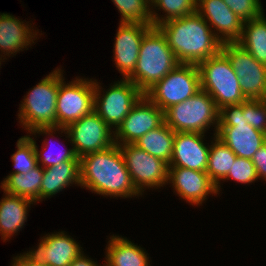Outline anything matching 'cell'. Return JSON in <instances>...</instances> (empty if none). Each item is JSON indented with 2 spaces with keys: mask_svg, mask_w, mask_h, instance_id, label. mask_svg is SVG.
<instances>
[{
  "mask_svg": "<svg viewBox=\"0 0 266 266\" xmlns=\"http://www.w3.org/2000/svg\"><path fill=\"white\" fill-rule=\"evenodd\" d=\"M80 187L103 197L142 196L133 185L118 144L79 158Z\"/></svg>",
  "mask_w": 266,
  "mask_h": 266,
  "instance_id": "6da1fadb",
  "label": "cell"
},
{
  "mask_svg": "<svg viewBox=\"0 0 266 266\" xmlns=\"http://www.w3.org/2000/svg\"><path fill=\"white\" fill-rule=\"evenodd\" d=\"M158 28L179 63L198 65L221 51L222 42L197 12L169 20Z\"/></svg>",
  "mask_w": 266,
  "mask_h": 266,
  "instance_id": "7a4b0ae2",
  "label": "cell"
},
{
  "mask_svg": "<svg viewBox=\"0 0 266 266\" xmlns=\"http://www.w3.org/2000/svg\"><path fill=\"white\" fill-rule=\"evenodd\" d=\"M178 64L165 35L152 27L142 39L134 72L127 79L145 94Z\"/></svg>",
  "mask_w": 266,
  "mask_h": 266,
  "instance_id": "3957f363",
  "label": "cell"
},
{
  "mask_svg": "<svg viewBox=\"0 0 266 266\" xmlns=\"http://www.w3.org/2000/svg\"><path fill=\"white\" fill-rule=\"evenodd\" d=\"M57 67L31 90L19 104L18 122L28 133L37 127H56V103L59 84L65 79Z\"/></svg>",
  "mask_w": 266,
  "mask_h": 266,
  "instance_id": "277c9868",
  "label": "cell"
},
{
  "mask_svg": "<svg viewBox=\"0 0 266 266\" xmlns=\"http://www.w3.org/2000/svg\"><path fill=\"white\" fill-rule=\"evenodd\" d=\"M56 131H61V135L65 134L79 158L91 152L104 151L115 144L114 131L95 111L73 122L67 128L37 127L29 135L36 137V134H45L54 138L53 133L56 134Z\"/></svg>",
  "mask_w": 266,
  "mask_h": 266,
  "instance_id": "5b68a950",
  "label": "cell"
},
{
  "mask_svg": "<svg viewBox=\"0 0 266 266\" xmlns=\"http://www.w3.org/2000/svg\"><path fill=\"white\" fill-rule=\"evenodd\" d=\"M216 137L237 157L252 159L266 143V134L247 124L241 104L226 105L219 109Z\"/></svg>",
  "mask_w": 266,
  "mask_h": 266,
  "instance_id": "8992f818",
  "label": "cell"
},
{
  "mask_svg": "<svg viewBox=\"0 0 266 266\" xmlns=\"http://www.w3.org/2000/svg\"><path fill=\"white\" fill-rule=\"evenodd\" d=\"M219 109L213 98L202 89L195 95L164 111V123L175 132L205 134L214 127L217 133Z\"/></svg>",
  "mask_w": 266,
  "mask_h": 266,
  "instance_id": "52a82bcc",
  "label": "cell"
},
{
  "mask_svg": "<svg viewBox=\"0 0 266 266\" xmlns=\"http://www.w3.org/2000/svg\"><path fill=\"white\" fill-rule=\"evenodd\" d=\"M197 66L201 89L213 98L218 109L226 105L241 104L247 100L230 60L222 51Z\"/></svg>",
  "mask_w": 266,
  "mask_h": 266,
  "instance_id": "ba28073f",
  "label": "cell"
},
{
  "mask_svg": "<svg viewBox=\"0 0 266 266\" xmlns=\"http://www.w3.org/2000/svg\"><path fill=\"white\" fill-rule=\"evenodd\" d=\"M111 84L105 90L94 79V111L115 131L144 93L128 79Z\"/></svg>",
  "mask_w": 266,
  "mask_h": 266,
  "instance_id": "9c48e42d",
  "label": "cell"
},
{
  "mask_svg": "<svg viewBox=\"0 0 266 266\" xmlns=\"http://www.w3.org/2000/svg\"><path fill=\"white\" fill-rule=\"evenodd\" d=\"M201 90L200 73L196 64H178L145 95L163 112Z\"/></svg>",
  "mask_w": 266,
  "mask_h": 266,
  "instance_id": "30bf717a",
  "label": "cell"
},
{
  "mask_svg": "<svg viewBox=\"0 0 266 266\" xmlns=\"http://www.w3.org/2000/svg\"><path fill=\"white\" fill-rule=\"evenodd\" d=\"M94 111V79L75 77L59 84L56 103V127L67 128Z\"/></svg>",
  "mask_w": 266,
  "mask_h": 266,
  "instance_id": "8fae6325",
  "label": "cell"
},
{
  "mask_svg": "<svg viewBox=\"0 0 266 266\" xmlns=\"http://www.w3.org/2000/svg\"><path fill=\"white\" fill-rule=\"evenodd\" d=\"M136 190L143 195L148 189L168 185V164L134 144H118Z\"/></svg>",
  "mask_w": 266,
  "mask_h": 266,
  "instance_id": "7c38bea8",
  "label": "cell"
},
{
  "mask_svg": "<svg viewBox=\"0 0 266 266\" xmlns=\"http://www.w3.org/2000/svg\"><path fill=\"white\" fill-rule=\"evenodd\" d=\"M221 51L230 60L244 96L247 99H266V65L259 63L236 42L222 43Z\"/></svg>",
  "mask_w": 266,
  "mask_h": 266,
  "instance_id": "4fadbf2b",
  "label": "cell"
},
{
  "mask_svg": "<svg viewBox=\"0 0 266 266\" xmlns=\"http://www.w3.org/2000/svg\"><path fill=\"white\" fill-rule=\"evenodd\" d=\"M163 123L164 112L144 94L114 131L115 144H134Z\"/></svg>",
  "mask_w": 266,
  "mask_h": 266,
  "instance_id": "5bb4252c",
  "label": "cell"
},
{
  "mask_svg": "<svg viewBox=\"0 0 266 266\" xmlns=\"http://www.w3.org/2000/svg\"><path fill=\"white\" fill-rule=\"evenodd\" d=\"M174 193L190 205L200 206L208 196L218 194L217 185L206 172L188 168L168 167V182Z\"/></svg>",
  "mask_w": 266,
  "mask_h": 266,
  "instance_id": "9a60e30c",
  "label": "cell"
},
{
  "mask_svg": "<svg viewBox=\"0 0 266 266\" xmlns=\"http://www.w3.org/2000/svg\"><path fill=\"white\" fill-rule=\"evenodd\" d=\"M152 27L143 23L119 22L114 38L113 61L122 79H127L134 72L142 39Z\"/></svg>",
  "mask_w": 266,
  "mask_h": 266,
  "instance_id": "2e32d148",
  "label": "cell"
},
{
  "mask_svg": "<svg viewBox=\"0 0 266 266\" xmlns=\"http://www.w3.org/2000/svg\"><path fill=\"white\" fill-rule=\"evenodd\" d=\"M196 12L222 43H234L240 39L244 21L223 0H197Z\"/></svg>",
  "mask_w": 266,
  "mask_h": 266,
  "instance_id": "e0dca14e",
  "label": "cell"
},
{
  "mask_svg": "<svg viewBox=\"0 0 266 266\" xmlns=\"http://www.w3.org/2000/svg\"><path fill=\"white\" fill-rule=\"evenodd\" d=\"M205 136L203 133L175 132L173 152L168 167L206 172L210 145L204 143Z\"/></svg>",
  "mask_w": 266,
  "mask_h": 266,
  "instance_id": "ac0fdd59",
  "label": "cell"
},
{
  "mask_svg": "<svg viewBox=\"0 0 266 266\" xmlns=\"http://www.w3.org/2000/svg\"><path fill=\"white\" fill-rule=\"evenodd\" d=\"M66 231L45 234L35 249L29 251L49 266H69L83 251Z\"/></svg>",
  "mask_w": 266,
  "mask_h": 266,
  "instance_id": "d6986e66",
  "label": "cell"
},
{
  "mask_svg": "<svg viewBox=\"0 0 266 266\" xmlns=\"http://www.w3.org/2000/svg\"><path fill=\"white\" fill-rule=\"evenodd\" d=\"M10 13H0V57L4 60L16 56L17 52L28 50L39 37V29ZM12 55V56H11ZM8 56V57H7ZM7 57V58H6Z\"/></svg>",
  "mask_w": 266,
  "mask_h": 266,
  "instance_id": "ffe728a7",
  "label": "cell"
},
{
  "mask_svg": "<svg viewBox=\"0 0 266 266\" xmlns=\"http://www.w3.org/2000/svg\"><path fill=\"white\" fill-rule=\"evenodd\" d=\"M3 194L4 196L0 201V236L5 242L25 226L31 204L33 205L35 202L26 197L11 195L6 192Z\"/></svg>",
  "mask_w": 266,
  "mask_h": 266,
  "instance_id": "44dd1931",
  "label": "cell"
},
{
  "mask_svg": "<svg viewBox=\"0 0 266 266\" xmlns=\"http://www.w3.org/2000/svg\"><path fill=\"white\" fill-rule=\"evenodd\" d=\"M40 202L72 185H80L79 160H68L43 169Z\"/></svg>",
  "mask_w": 266,
  "mask_h": 266,
  "instance_id": "7402d4cb",
  "label": "cell"
},
{
  "mask_svg": "<svg viewBox=\"0 0 266 266\" xmlns=\"http://www.w3.org/2000/svg\"><path fill=\"white\" fill-rule=\"evenodd\" d=\"M108 240L104 266H151L145 249L128 238L113 234Z\"/></svg>",
  "mask_w": 266,
  "mask_h": 266,
  "instance_id": "603a6c76",
  "label": "cell"
},
{
  "mask_svg": "<svg viewBox=\"0 0 266 266\" xmlns=\"http://www.w3.org/2000/svg\"><path fill=\"white\" fill-rule=\"evenodd\" d=\"M43 173V168L37 165L26 174H9L1 181L0 188L8 194L26 197L39 203Z\"/></svg>",
  "mask_w": 266,
  "mask_h": 266,
  "instance_id": "cb8c5ba5",
  "label": "cell"
},
{
  "mask_svg": "<svg viewBox=\"0 0 266 266\" xmlns=\"http://www.w3.org/2000/svg\"><path fill=\"white\" fill-rule=\"evenodd\" d=\"M259 63L266 65V17L264 12L257 18L243 23L242 35L236 42Z\"/></svg>",
  "mask_w": 266,
  "mask_h": 266,
  "instance_id": "d4e9b609",
  "label": "cell"
},
{
  "mask_svg": "<svg viewBox=\"0 0 266 266\" xmlns=\"http://www.w3.org/2000/svg\"><path fill=\"white\" fill-rule=\"evenodd\" d=\"M174 137L175 131L163 123L136 140L134 145L169 165L173 152Z\"/></svg>",
  "mask_w": 266,
  "mask_h": 266,
  "instance_id": "484cf974",
  "label": "cell"
},
{
  "mask_svg": "<svg viewBox=\"0 0 266 266\" xmlns=\"http://www.w3.org/2000/svg\"><path fill=\"white\" fill-rule=\"evenodd\" d=\"M211 139L206 173L217 185L219 195L221 192V181L228 175L237 156L216 135L213 134Z\"/></svg>",
  "mask_w": 266,
  "mask_h": 266,
  "instance_id": "4316f807",
  "label": "cell"
},
{
  "mask_svg": "<svg viewBox=\"0 0 266 266\" xmlns=\"http://www.w3.org/2000/svg\"><path fill=\"white\" fill-rule=\"evenodd\" d=\"M196 4L197 0H154L151 4L152 26L158 27L169 20L194 13ZM157 10L165 14L159 15Z\"/></svg>",
  "mask_w": 266,
  "mask_h": 266,
  "instance_id": "83f0119b",
  "label": "cell"
},
{
  "mask_svg": "<svg viewBox=\"0 0 266 266\" xmlns=\"http://www.w3.org/2000/svg\"><path fill=\"white\" fill-rule=\"evenodd\" d=\"M121 14L120 23L152 25L151 4L147 0H111Z\"/></svg>",
  "mask_w": 266,
  "mask_h": 266,
  "instance_id": "f1b7e54d",
  "label": "cell"
},
{
  "mask_svg": "<svg viewBox=\"0 0 266 266\" xmlns=\"http://www.w3.org/2000/svg\"><path fill=\"white\" fill-rule=\"evenodd\" d=\"M16 147V152L11 155L14 171L10 174H26L38 165L34 138L30 135L22 136L17 140Z\"/></svg>",
  "mask_w": 266,
  "mask_h": 266,
  "instance_id": "f546056e",
  "label": "cell"
},
{
  "mask_svg": "<svg viewBox=\"0 0 266 266\" xmlns=\"http://www.w3.org/2000/svg\"><path fill=\"white\" fill-rule=\"evenodd\" d=\"M49 141L51 142V140L47 138L43 140L42 142L43 146L41 147L42 149L41 151H39L38 146L36 144V140L34 139V148H35V152L37 156V162H38V165H40L43 169L50 167V166H55L59 163H62L68 160H79V157L76 156L72 146L68 149L66 148L60 151L59 153L57 152L55 153V151H52L53 149L48 151L49 150L48 147L52 145L49 143Z\"/></svg>",
  "mask_w": 266,
  "mask_h": 266,
  "instance_id": "4dcf8cb0",
  "label": "cell"
},
{
  "mask_svg": "<svg viewBox=\"0 0 266 266\" xmlns=\"http://www.w3.org/2000/svg\"><path fill=\"white\" fill-rule=\"evenodd\" d=\"M230 179L245 185L258 181L259 178L252 160L236 157L228 175L222 181H230Z\"/></svg>",
  "mask_w": 266,
  "mask_h": 266,
  "instance_id": "1f68e13d",
  "label": "cell"
},
{
  "mask_svg": "<svg viewBox=\"0 0 266 266\" xmlns=\"http://www.w3.org/2000/svg\"><path fill=\"white\" fill-rule=\"evenodd\" d=\"M247 124L266 134V99H247L243 102Z\"/></svg>",
  "mask_w": 266,
  "mask_h": 266,
  "instance_id": "d6a6232c",
  "label": "cell"
},
{
  "mask_svg": "<svg viewBox=\"0 0 266 266\" xmlns=\"http://www.w3.org/2000/svg\"><path fill=\"white\" fill-rule=\"evenodd\" d=\"M242 21L259 17L264 9L261 0H223Z\"/></svg>",
  "mask_w": 266,
  "mask_h": 266,
  "instance_id": "836d02e7",
  "label": "cell"
},
{
  "mask_svg": "<svg viewBox=\"0 0 266 266\" xmlns=\"http://www.w3.org/2000/svg\"><path fill=\"white\" fill-rule=\"evenodd\" d=\"M259 180L266 181V143L261 146L252 157Z\"/></svg>",
  "mask_w": 266,
  "mask_h": 266,
  "instance_id": "e575fe53",
  "label": "cell"
},
{
  "mask_svg": "<svg viewBox=\"0 0 266 266\" xmlns=\"http://www.w3.org/2000/svg\"><path fill=\"white\" fill-rule=\"evenodd\" d=\"M11 266H49L41 260H39L34 254L30 251L24 252L23 254H17L16 257H13Z\"/></svg>",
  "mask_w": 266,
  "mask_h": 266,
  "instance_id": "d590c367",
  "label": "cell"
},
{
  "mask_svg": "<svg viewBox=\"0 0 266 266\" xmlns=\"http://www.w3.org/2000/svg\"><path fill=\"white\" fill-rule=\"evenodd\" d=\"M82 252L78 257L74 259V261L69 266H104L95 262L93 259L89 258V256Z\"/></svg>",
  "mask_w": 266,
  "mask_h": 266,
  "instance_id": "8d00e7d4",
  "label": "cell"
},
{
  "mask_svg": "<svg viewBox=\"0 0 266 266\" xmlns=\"http://www.w3.org/2000/svg\"><path fill=\"white\" fill-rule=\"evenodd\" d=\"M1 62H5V61H4L3 58L0 57V66H1V64H2ZM0 68H2V67H0Z\"/></svg>",
  "mask_w": 266,
  "mask_h": 266,
  "instance_id": "74e56055",
  "label": "cell"
},
{
  "mask_svg": "<svg viewBox=\"0 0 266 266\" xmlns=\"http://www.w3.org/2000/svg\"><path fill=\"white\" fill-rule=\"evenodd\" d=\"M147 1H148L150 4H152L154 0H147Z\"/></svg>",
  "mask_w": 266,
  "mask_h": 266,
  "instance_id": "f35d334b",
  "label": "cell"
}]
</instances>
